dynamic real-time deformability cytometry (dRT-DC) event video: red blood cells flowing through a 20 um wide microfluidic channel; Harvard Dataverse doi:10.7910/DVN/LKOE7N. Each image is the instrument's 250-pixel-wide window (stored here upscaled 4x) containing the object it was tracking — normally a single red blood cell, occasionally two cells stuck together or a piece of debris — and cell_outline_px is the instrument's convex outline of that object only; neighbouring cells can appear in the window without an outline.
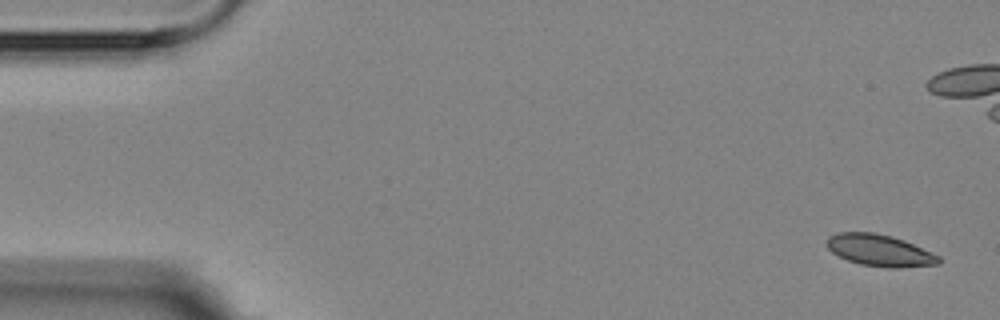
{"species": "Egyptian fruit bat (a non-hibernating species)", "species_latin": "Rousettus aegyptiacus", "temperature_condition": "room temperature", "stored_images_in_passage": 3, "segment_of_instrument_passage": [2, 2], "camera_frame_rate_fps": 3000, "um_per_image_px": 0.085, "animal": {"sex": "female"}, "frame": {"image": 1, "passage_image": 3, "time_ms": 2.333, "image_size_px": [1000, 320], "cell_outline_px": [[940, 264], [900, 268], [888, 268], [860, 264], [848, 260], [832, 252], [828, 248], [828, 236], [836, 232], [876, 232], [892, 236], [904, 240], [940, 256]], "centroid_in_image_um": [74.79, 21.28], "position_along_channel_um": 10.2, "area_um2": 20.69}}